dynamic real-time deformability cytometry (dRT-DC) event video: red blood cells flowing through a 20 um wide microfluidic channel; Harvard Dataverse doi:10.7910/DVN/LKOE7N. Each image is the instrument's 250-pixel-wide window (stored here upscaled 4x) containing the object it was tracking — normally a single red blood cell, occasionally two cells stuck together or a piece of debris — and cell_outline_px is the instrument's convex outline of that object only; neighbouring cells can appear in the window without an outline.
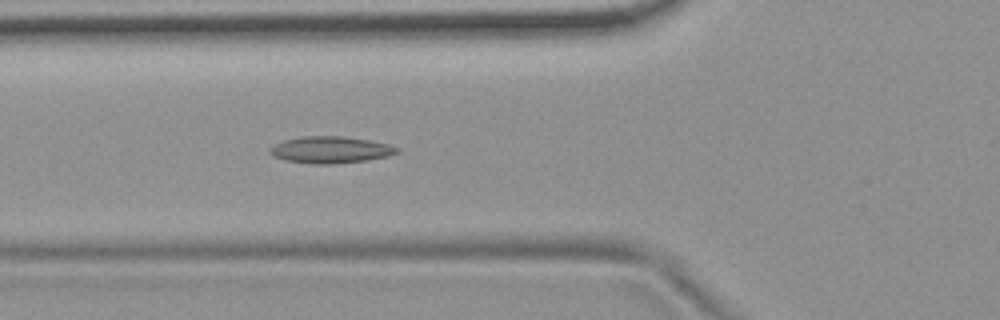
{"species": "common noctule bat (a hibernating species)", "species_latin": "Nyctalus noctula", "temperature_condition": "room temperature", "stored_images_in_passage": 48, "camera_frame_rate_fps": 3000, "um_per_image_px": 0.085, "animal": {"sex": "female", "body_mass_g": 19.9}, "frame": {"image": 1, "passage_image": 19, "time_ms": 6.0, "image_size_px": [1000, 320], "cell_outline_px": [[400, 152], [388, 156], [368, 160], [332, 164], [312, 164], [284, 160], [272, 156], [268, 152], [268, 148], [272, 144], [284, 140], [304, 136], [344, 136], [368, 140], [388, 144], [400, 148]], "centroid_in_image_um": [28.06, 12.73], "position_along_channel_um": 97.7, "area_um2": 20.06}}
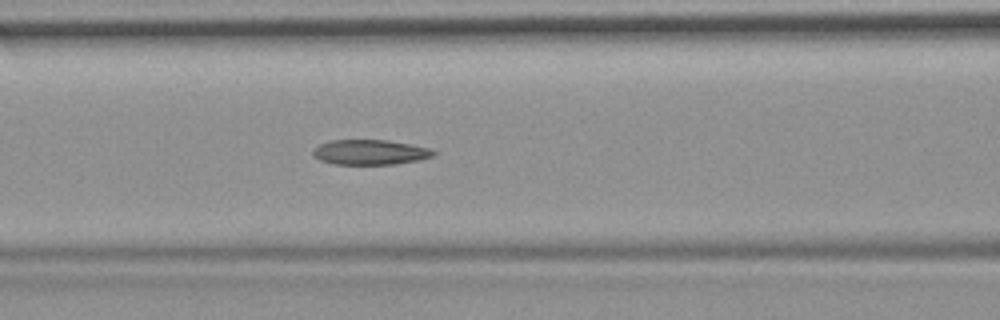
{"frame": {"image": 2, "passage_image": 22, "time_ms": 7.0, "image_size_px": [1000, 320], "cell_outline_px": [[436, 152], [432, 156], [420, 160], [396, 164], [336, 164], [320, 160], [312, 156], [312, 152], [320, 144], [328, 140], [388, 140], [412, 144], [432, 148]], "centroid_in_image_um": [31.48, 12.93], "position_along_channel_um": 135.1, "area_um2": 17.69}}
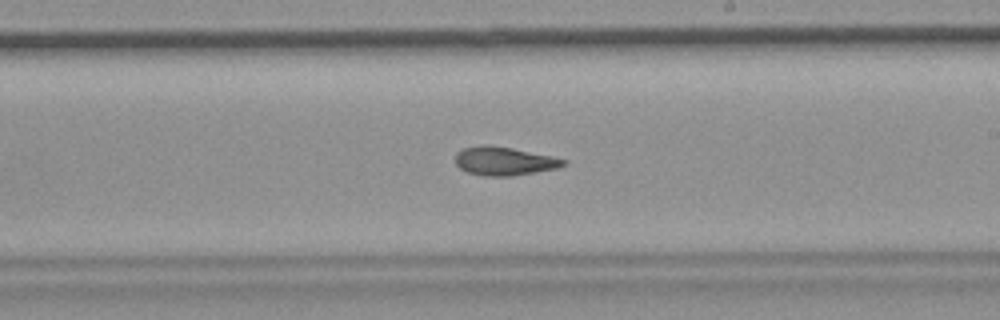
{"frame": {"image": 3, "passage_image": 31, "time_ms": 10.0, "image_size_px": [1000, 320], "cell_outline_px": [[568, 164], [556, 168], [512, 176], [484, 176], [468, 172], [460, 168], [456, 164], [456, 152], [464, 148], [484, 144], [512, 148], [552, 156], [568, 160]], "centroid_in_image_um": [42.87, 13.69], "position_along_channel_um": 246.1, "area_um2": 17.92}, "authors_computed_cell_mechanics": {"area_um2": 18.4382, "velocity_mm_per_s": 3.7155, "shape_relaxation_time_tau1_ms": null, "shape_relaxation_time_tau2_ms": 4.9619, "deformation_change_tau1": null, "deformation_change_tau2": 0.1286}}